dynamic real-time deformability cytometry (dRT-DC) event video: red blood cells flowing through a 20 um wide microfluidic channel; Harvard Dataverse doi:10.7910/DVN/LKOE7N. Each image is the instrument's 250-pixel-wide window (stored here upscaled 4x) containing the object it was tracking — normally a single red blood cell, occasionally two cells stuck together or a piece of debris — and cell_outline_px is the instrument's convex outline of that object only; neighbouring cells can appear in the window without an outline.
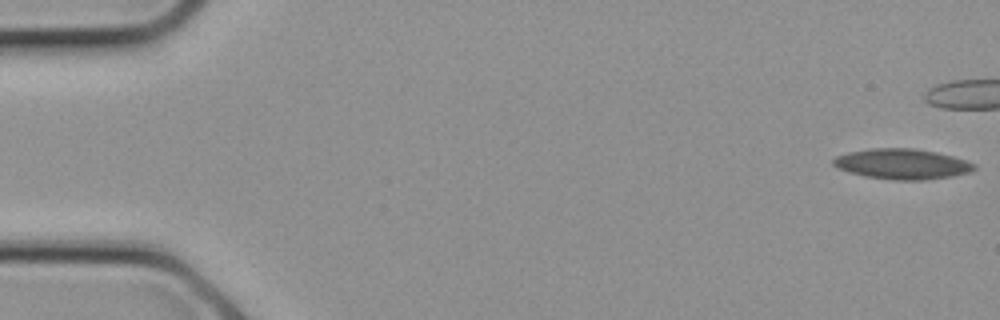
{"species": "common noctule bat (a hibernating species)", "species_latin": "Nyctalus noctula", "temperature_condition": "cold", "stored_images_in_passage": 12, "camera_frame_rate_fps": 3000, "um_per_image_px": 0.085, "animal": {"sex": "female", "body_mass_g": 21.9}, "frame": {"image": 1, "passage_image": 1, "time_ms": 0.0, "image_size_px": [1000, 320], "cell_outline_px": [[976, 168], [972, 172], [952, 176], [924, 180], [892, 180], [864, 176], [848, 172], [832, 164], [832, 160], [836, 156], [848, 152], [868, 148], [916, 148], [936, 152], [952, 156], [976, 164]], "centroid_in_image_um": [76.68, 13.94], "position_along_channel_um": 8.3, "area_um2": 25.09}}
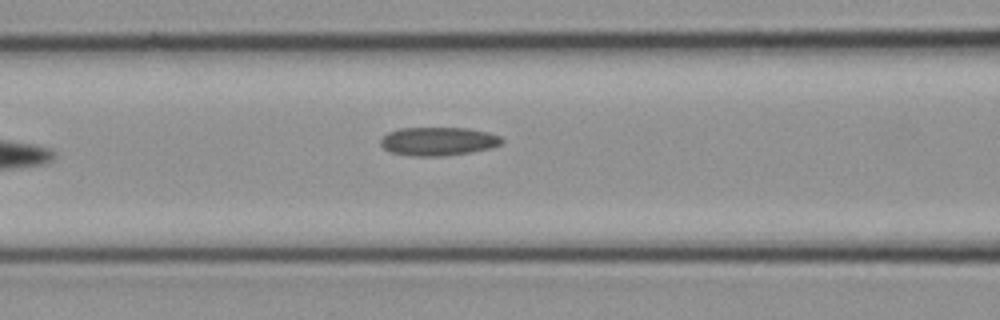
{"frame": {"image": 2, "passage_image": 12, "time_ms": 3.667, "image_size_px": [1000, 320], "cell_outline_px": [[504, 144], [492, 148], [472, 152], [444, 156], [408, 156], [388, 152], [380, 144], [380, 140], [388, 132], [400, 128], [468, 128], [488, 132], [500, 136], [504, 140]], "centroid_in_image_um": [37.27, 12.02], "position_along_channel_um": 129.3, "area_um2": 20.46}}